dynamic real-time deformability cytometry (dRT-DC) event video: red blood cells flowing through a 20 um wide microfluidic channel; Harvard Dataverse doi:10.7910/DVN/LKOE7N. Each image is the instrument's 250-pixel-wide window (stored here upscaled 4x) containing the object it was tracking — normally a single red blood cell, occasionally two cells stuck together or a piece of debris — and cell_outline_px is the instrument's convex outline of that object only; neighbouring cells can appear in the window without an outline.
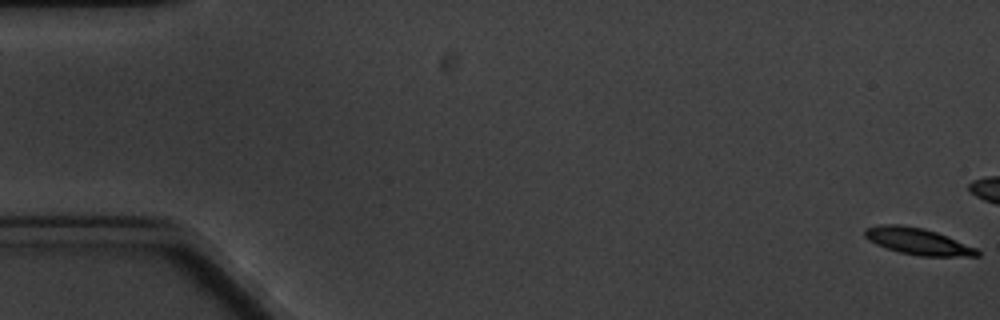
{"species": "common noctule bat (a hibernating species)", "species_latin": "Nyctalus noctula", "temperature_condition": "cold", "stored_images_in_passage": 11, "camera_frame_rate_fps": 3000, "um_per_image_px": 0.085, "animal": {"sex": "male", "body_mass_g": 20.1, "forearm_length_mm": 53.5}, "frame": {"image": 1, "passage_image": 1, "time_ms": 0.0, "image_size_px": [1000, 320], "cell_outline_px": [[980, 256], [920, 256], [900, 252], [884, 248], [868, 240], [864, 236], [864, 228], [880, 224], [900, 224], [924, 228], [948, 236], [976, 248], [980, 252]], "centroid_in_image_um": [77.98, 20.5], "position_along_channel_um": 7.0, "area_um2": 17.57}}
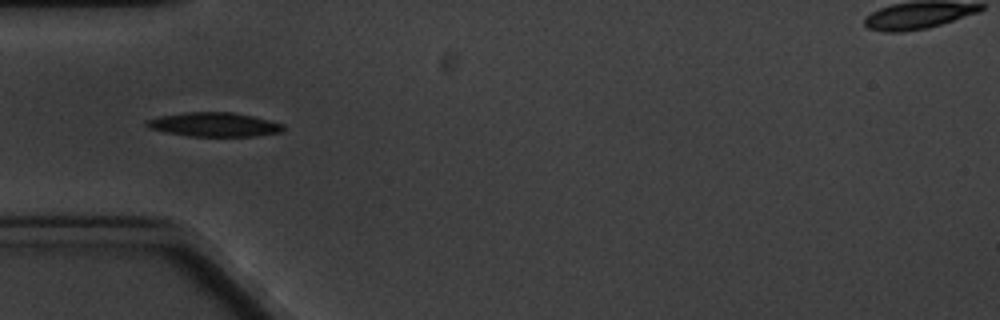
{"frame": {"image": 2, "passage_image": 7, "time_ms": 7.667, "image_size_px": [1000, 320], "cell_outline_px": [[284, 128], [280, 132], [256, 136], [188, 136], [164, 132], [148, 128], [144, 124], [144, 120], [160, 116], [188, 112], [232, 112], [252, 116], [284, 124]], "centroid_in_image_um": [18.15, 10.59], "position_along_channel_um": 66.8, "area_um2": 19.19}}